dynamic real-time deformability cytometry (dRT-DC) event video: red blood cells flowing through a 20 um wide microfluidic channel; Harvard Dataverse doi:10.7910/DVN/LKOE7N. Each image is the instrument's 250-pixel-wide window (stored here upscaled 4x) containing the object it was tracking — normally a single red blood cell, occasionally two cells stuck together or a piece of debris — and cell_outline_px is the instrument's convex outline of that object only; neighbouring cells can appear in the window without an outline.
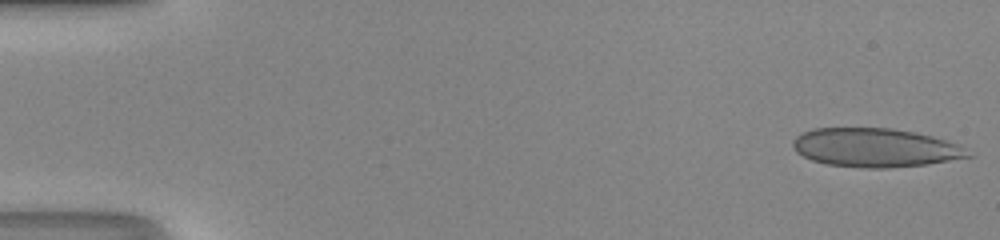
{"species": "human", "species_latin": "Homo sapiens", "temperature_condition": "room temperature", "stored_images_in_passage": 49, "camera_frame_rate_fps": 3000, "um_per_image_px": 0.085, "donor": {"sex": "male"}, "frame": {"image": 1, "passage_image": 1, "time_ms": 0.0, "image_size_px": [1000, 240], "cell_outline_px": [[972, 156], [924, 164], [884, 168], [868, 168], [828, 164], [812, 160], [796, 152], [792, 144], [796, 136], [804, 132], [816, 128], [888, 128], [912, 132], [944, 140], [952, 144]], "centroid_in_image_um": [74.26, 12.55], "position_along_channel_um": 10.7, "area_um2": 38.38}}
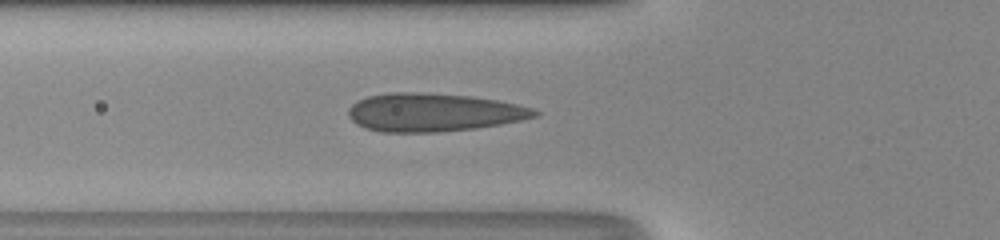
{"frame": {"image": 2, "passage_image": 18, "time_ms": 5.667, "image_size_px": [1000, 240], "cell_outline_px": [[540, 112], [536, 116], [520, 120], [500, 124], [476, 128], [436, 132], [380, 132], [368, 128], [352, 120], [348, 116], [348, 108], [352, 104], [368, 96], [388, 92], [420, 92], [468, 96], [496, 100], [516, 104], [532, 108]], "centroid_in_image_um": [36.82, 9.55], "position_along_channel_um": 89.0, "area_um2": 41.15}}
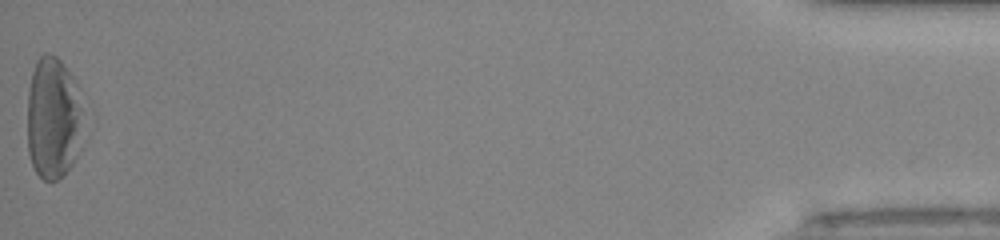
{"frame": {"image": 3, "passage_image": 49, "time_ms": 16.0, "image_size_px": [1000, 240], "cell_outline_px": [[80, 148], [72, 164], [64, 176], [56, 180], [44, 180], [36, 172], [32, 164], [28, 152], [28, 92], [32, 72], [36, 60], [44, 52], [48, 52], [56, 56], [60, 60], [72, 76], [80, 108]], "centroid_in_image_um": [4.48, 10.06], "position_along_channel_um": 430.7, "area_um2": 39.3}, "authors_computed_cell_mechanics": {"area_um2": 38.726, "velocity_mm_per_s": 4.2552, "shape_relaxation_time_tau1_ms": 10.5738, "shape_relaxation_time_tau2_ms": 0.6235, "deformation_change_tau1": 0.3166, "deformation_change_tau2": 0.0866}}